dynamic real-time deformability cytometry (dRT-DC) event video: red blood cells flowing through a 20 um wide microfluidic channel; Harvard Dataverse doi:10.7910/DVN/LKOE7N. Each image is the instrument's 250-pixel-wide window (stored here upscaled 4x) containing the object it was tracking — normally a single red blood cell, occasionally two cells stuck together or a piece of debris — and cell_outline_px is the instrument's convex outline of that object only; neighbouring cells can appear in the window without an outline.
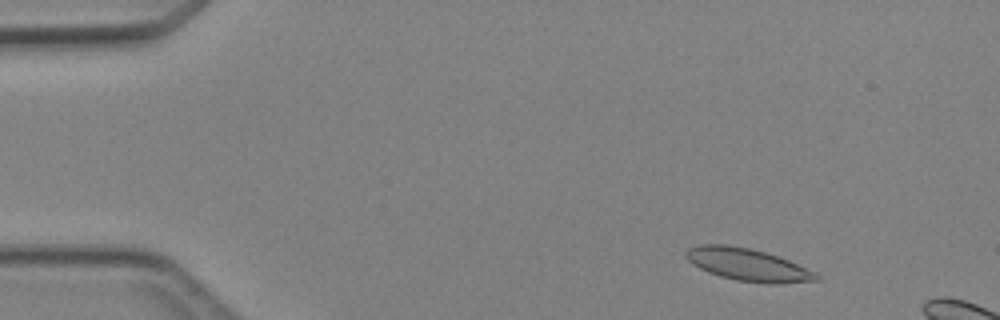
{"species": "Egyptian fruit bat (a non-hibernating species)", "species_latin": "Rousettus aegyptiacus", "temperature_condition": "cold", "stored_images_in_passage": 3, "camera_frame_rate_fps": 3000, "um_per_image_px": 0.085, "animal": {"sex": "female"}, "frame": {"image": 1, "passage_image": 1, "time_ms": 0.0, "image_size_px": [1000, 320], "cell_outline_px": [[820, 280], [784, 284], [764, 284], [736, 280], [720, 276], [708, 272], [692, 264], [684, 256], [684, 252], [688, 248], [700, 244], [728, 244], [748, 248], [764, 252], [788, 260], [816, 272], [820, 276]], "centroid_in_image_um": [63.56, 22.51], "position_along_channel_um": 21.4, "area_um2": 24.85}}